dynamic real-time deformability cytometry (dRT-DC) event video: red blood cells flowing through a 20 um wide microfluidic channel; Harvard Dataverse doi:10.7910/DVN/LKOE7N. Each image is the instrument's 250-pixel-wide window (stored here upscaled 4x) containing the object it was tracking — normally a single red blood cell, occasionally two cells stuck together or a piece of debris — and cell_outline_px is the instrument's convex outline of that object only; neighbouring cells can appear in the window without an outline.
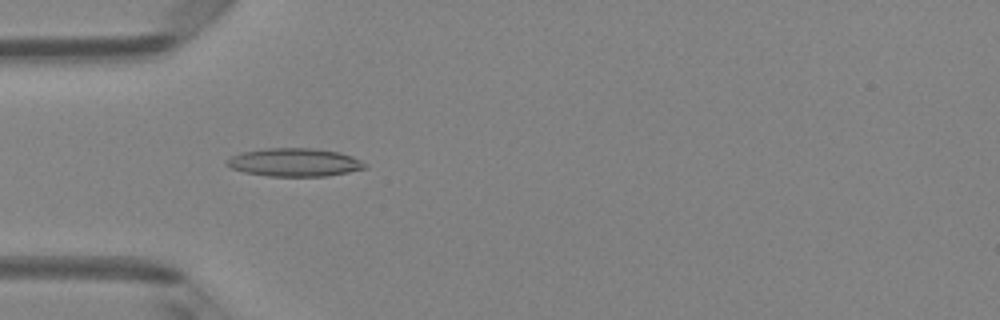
{"species": "Egyptian fruit bat (a non-hibernating species)", "species_latin": "Rousettus aegyptiacus", "temperature_condition": "room temperature", "stored_images_in_passage": 5, "camera_frame_rate_fps": 3000, "um_per_image_px": 0.085, "animal": {"sex": "female"}, "frame": {"image": 1, "passage_image": 4, "time_ms": 1.0, "image_size_px": [1000, 320], "cell_outline_px": [[368, 168], [328, 176], [268, 176], [244, 172], [232, 168], [224, 164], [224, 160], [232, 156], [244, 152], [264, 148], [316, 148], [340, 152], [352, 156], [360, 160]], "centroid_in_image_um": [25.02, 13.8], "position_along_channel_um": 60.0, "area_um2": 22.77}}
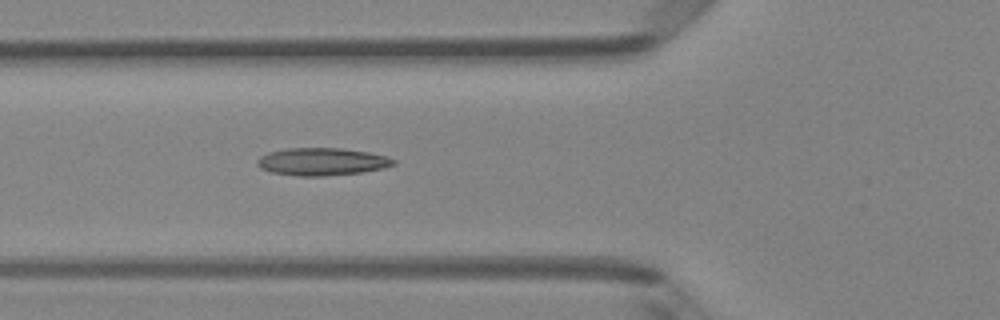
{"frame": {"image": 2, "passage_image": 5, "time_ms": 1.333, "image_size_px": [1000, 320], "cell_outline_px": [[396, 164], [384, 168], [360, 172], [324, 176], [300, 176], [272, 172], [260, 168], [256, 164], [256, 160], [260, 156], [268, 152], [288, 148], [340, 148], [368, 152], [388, 156], [396, 160]], "centroid_in_image_um": [27.37, 13.73], "position_along_channel_um": 98.4, "area_um2": 21.91}}